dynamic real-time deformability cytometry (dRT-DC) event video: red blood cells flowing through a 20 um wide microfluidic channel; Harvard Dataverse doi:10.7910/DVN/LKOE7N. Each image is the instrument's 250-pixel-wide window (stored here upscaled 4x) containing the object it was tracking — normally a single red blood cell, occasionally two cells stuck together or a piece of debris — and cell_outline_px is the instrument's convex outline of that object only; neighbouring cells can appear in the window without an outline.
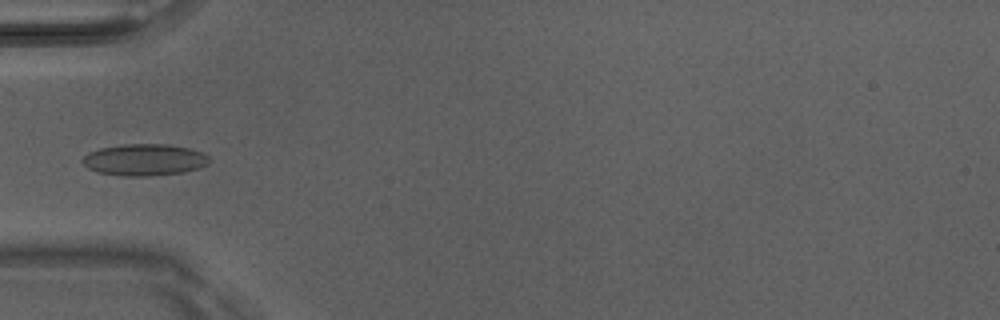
{"species": "Egyptian fruit bat (a non-hibernating species)", "species_latin": "Rousettus aegyptiacus", "temperature_condition": "room temperature", "stored_images_in_passage": 5, "camera_frame_rate_fps": 3000, "um_per_image_px": 0.085, "animal": {"sex": "male"}, "frame": {"image": 1, "passage_image": 5, "time_ms": 1.333, "image_size_px": [1000, 320], "cell_outline_px": [[212, 160], [208, 164], [200, 168], [184, 172], [148, 176], [124, 176], [96, 172], [88, 168], [80, 160], [88, 152], [100, 148], [124, 144], [168, 144], [188, 148], [204, 152]], "centroid_in_image_um": [12.3, 13.58], "position_along_channel_um": 72.7, "area_um2": 23.64}}